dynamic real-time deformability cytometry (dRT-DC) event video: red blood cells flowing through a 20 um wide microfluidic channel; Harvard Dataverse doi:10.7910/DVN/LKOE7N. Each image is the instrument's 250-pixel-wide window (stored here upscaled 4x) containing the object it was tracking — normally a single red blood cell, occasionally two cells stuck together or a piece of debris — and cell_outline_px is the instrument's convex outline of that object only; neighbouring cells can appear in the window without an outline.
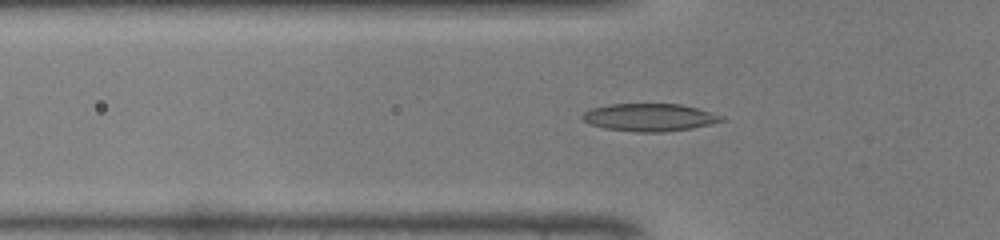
{"species": "common noctule bat (a hibernating species)", "species_latin": "Nyctalus noctula", "temperature_condition": "warm", "stored_images_in_passage": 34, "camera_frame_rate_fps": 3000, "um_per_image_px": 0.085, "animal": {"sex": "male", "body_mass_g": 19.0, "forearm_length_mm": 50.8}, "frame": {"image": 1, "passage_image": 3, "time_ms": 0.667, "image_size_px": [1000, 240], "cell_outline_px": [[728, 120], [712, 124], [692, 128], [664, 132], [636, 132], [604, 128], [588, 124], [580, 116], [584, 112], [592, 108], [612, 104], [680, 104], [696, 108], [724, 116]], "centroid_in_image_um": [55.23, 9.98], "position_along_channel_um": 70.6, "area_um2": 22.48}}
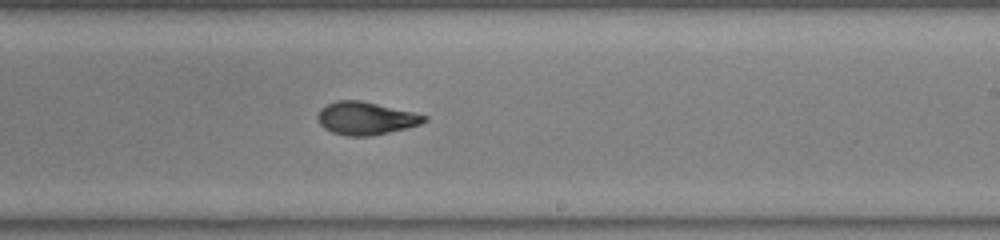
{"frame": {"image": 2, "passage_image": 16, "time_ms": 5.0, "image_size_px": [1000, 240], "cell_outline_px": [[428, 120], [420, 124], [372, 136], [348, 136], [332, 132], [324, 128], [320, 124], [316, 116], [320, 108], [336, 100], [360, 100], [412, 112], [428, 116]], "centroid_in_image_um": [31.05, 10.05], "position_along_channel_um": 257.9, "area_um2": 20.23}}
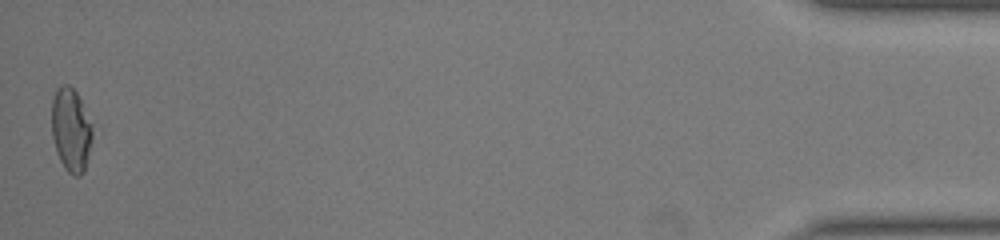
{"frame": {"image": 3, "passage_image": 34, "time_ms": 11.0, "image_size_px": [1000, 240], "cell_outline_px": [[92, 136], [88, 156], [84, 172], [80, 176], [72, 176], [64, 168], [56, 152], [52, 136], [52, 100], [56, 88], [60, 84], [68, 84], [76, 92], [92, 124]], "centroid_in_image_um": [6.02, 11.05], "position_along_channel_um": 429.2, "area_um2": 19.88}, "authors_computed_cell_mechanics": {"area_um2": 20.2589, "velocity_mm_per_s": 4.3252, "shape_relaxation_time_tau1_ms": 4.7019, "shape_relaxation_time_tau2_ms": 1.2224, "deformation_change_tau1": 0.21, "deformation_change_tau2": 0.059}}